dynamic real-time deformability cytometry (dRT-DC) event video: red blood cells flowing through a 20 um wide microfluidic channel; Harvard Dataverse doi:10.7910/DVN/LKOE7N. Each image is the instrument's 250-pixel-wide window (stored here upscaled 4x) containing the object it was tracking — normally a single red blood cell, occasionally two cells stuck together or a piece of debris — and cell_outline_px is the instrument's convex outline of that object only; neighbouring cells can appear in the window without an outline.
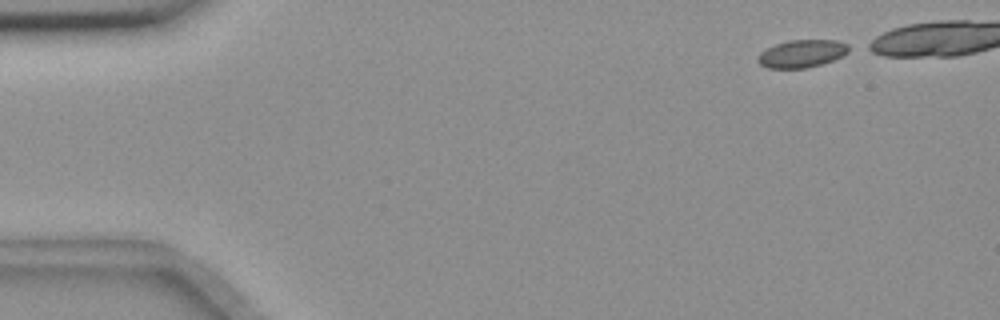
{"species": "common noctule bat (a hibernating species)", "species_latin": "Nyctalus noctula", "temperature_condition": "room temperature", "stored_images_in_passage": 5, "camera_frame_rate_fps": 3000, "um_per_image_px": 0.085, "animal": {"sex": "female", "body_mass_g": 18.4}, "frame": {"image": 1, "passage_image": 1, "time_ms": 0.0, "image_size_px": [1000, 320], "cell_outline_px": [[856, 48], [832, 60], [820, 64], [804, 68], [768, 68], [760, 64], [756, 60], [760, 52], [776, 44], [788, 40], [836, 40], [848, 44]], "centroid_in_image_um": [68.19, 4.54], "position_along_channel_um": 16.8, "area_um2": 14.68}}